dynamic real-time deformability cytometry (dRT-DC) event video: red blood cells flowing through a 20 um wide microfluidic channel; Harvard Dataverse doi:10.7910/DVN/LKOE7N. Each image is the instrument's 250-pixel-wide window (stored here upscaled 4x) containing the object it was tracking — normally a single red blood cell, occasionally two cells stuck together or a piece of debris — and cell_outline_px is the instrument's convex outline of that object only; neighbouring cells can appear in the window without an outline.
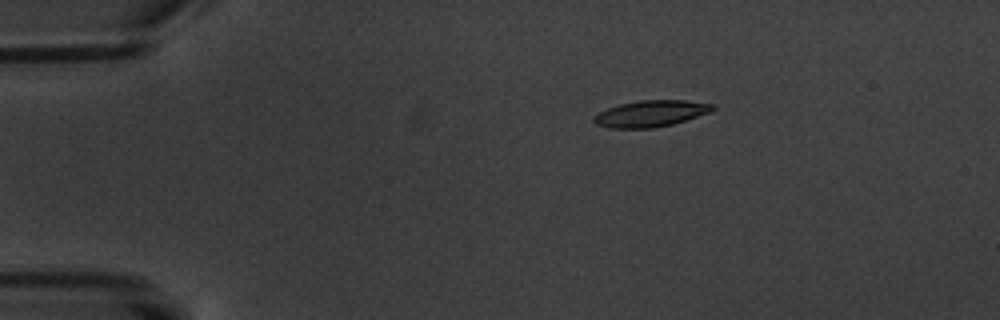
{"species": "common noctule bat (a hibernating species)", "species_latin": "Nyctalus noctula", "temperature_condition": "warm", "stored_images_in_passage": 6, "camera_frame_rate_fps": 3000, "um_per_image_px": 0.085, "animal": {"sex": "male", "body_mass_g": 20.1, "forearm_length_mm": 53.5}, "frame": {"image": 1, "passage_image": 4, "time_ms": 3.333, "image_size_px": [1000, 320], "cell_outline_px": [[716, 108], [712, 112], [672, 124], [652, 128], [608, 128], [596, 124], [592, 120], [592, 116], [608, 108], [620, 104], [640, 100], [684, 100], [716, 104]], "centroid_in_image_um": [55.34, 9.65], "position_along_channel_um": 29.7, "area_um2": 18.38}}